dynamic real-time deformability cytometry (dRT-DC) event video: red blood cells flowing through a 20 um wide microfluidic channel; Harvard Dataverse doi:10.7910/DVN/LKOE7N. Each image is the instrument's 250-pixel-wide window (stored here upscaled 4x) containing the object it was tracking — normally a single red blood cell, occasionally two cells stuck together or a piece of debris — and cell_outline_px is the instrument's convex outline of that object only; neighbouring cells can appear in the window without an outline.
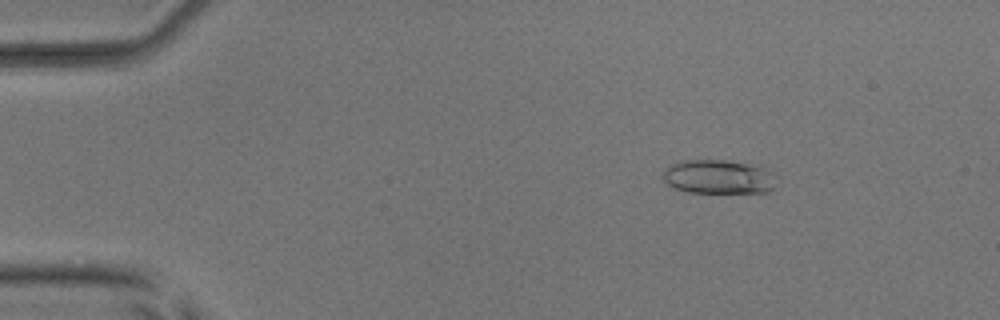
{"species": "common noctule bat (a hibernating species)", "species_latin": "Nyctalus noctula", "temperature_condition": "room temperature", "stored_images_in_passage": 52, "camera_frame_rate_fps": 3000, "um_per_image_px": 0.085, "animal": {"sex": "male", "body_mass_g": 17.9, "forearm_length_mm": 54.2}, "frame": {"image": 1, "passage_image": 8, "time_ms": 2.333, "image_size_px": [1000, 320], "cell_outline_px": [[772, 188], [768, 192], [688, 192], [676, 188], [668, 184], [664, 180], [664, 168], [680, 160], [724, 160], [760, 164], [772, 172]], "centroid_in_image_um": [61.06, 15.0], "position_along_channel_um": 23.9, "area_um2": 22.43}}
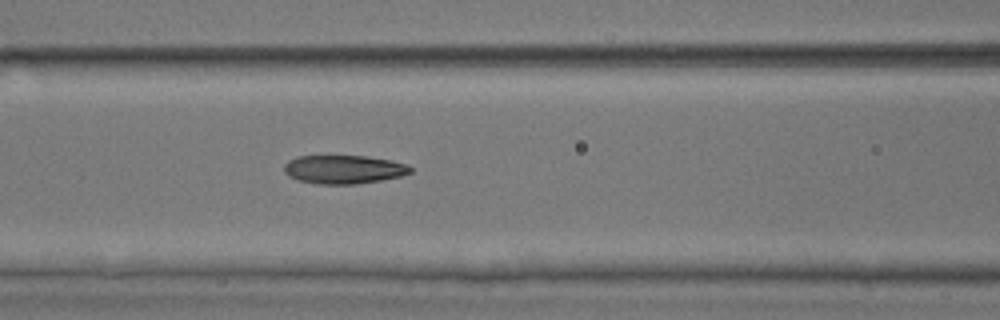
{"frame": {"image": 2, "passage_image": 23, "time_ms": 7.333, "image_size_px": [1000, 320], "cell_outline_px": [[412, 172], [400, 176], [380, 180], [356, 184], [316, 184], [296, 180], [288, 176], [284, 172], [284, 164], [288, 160], [296, 156], [364, 156], [392, 160], [408, 164], [412, 168]], "centroid_in_image_um": [29.19, 14.4], "position_along_channel_um": 137.4, "area_um2": 21.21}}
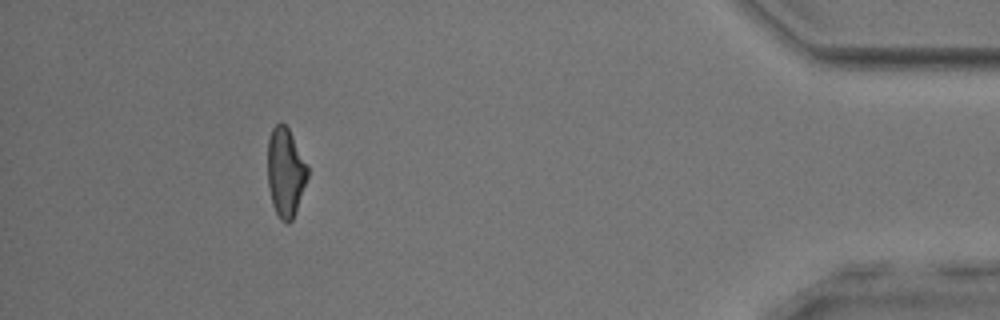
{"frame": {"image": 3, "passage_image": 48, "time_ms": 15.667, "image_size_px": [1000, 320], "cell_outline_px": [[308, 176], [296, 212], [292, 220], [288, 224], [280, 220], [272, 204], [268, 188], [268, 140], [272, 128], [276, 124], [284, 124], [288, 128], [308, 168]], "centroid_in_image_um": [24.25, 14.69], "position_along_channel_um": 410.9, "area_um2": 20.52}, "authors_computed_cell_mechanics": {"area_um2": 21.4438, "velocity_mm_per_s": 3.952, "shape_relaxation_time_tau1_ms": 7.3779, "shape_relaxation_time_tau2_ms": 2.0134, "deformation_change_tau1": 0.2017, "deformation_change_tau2": 0.0935}}